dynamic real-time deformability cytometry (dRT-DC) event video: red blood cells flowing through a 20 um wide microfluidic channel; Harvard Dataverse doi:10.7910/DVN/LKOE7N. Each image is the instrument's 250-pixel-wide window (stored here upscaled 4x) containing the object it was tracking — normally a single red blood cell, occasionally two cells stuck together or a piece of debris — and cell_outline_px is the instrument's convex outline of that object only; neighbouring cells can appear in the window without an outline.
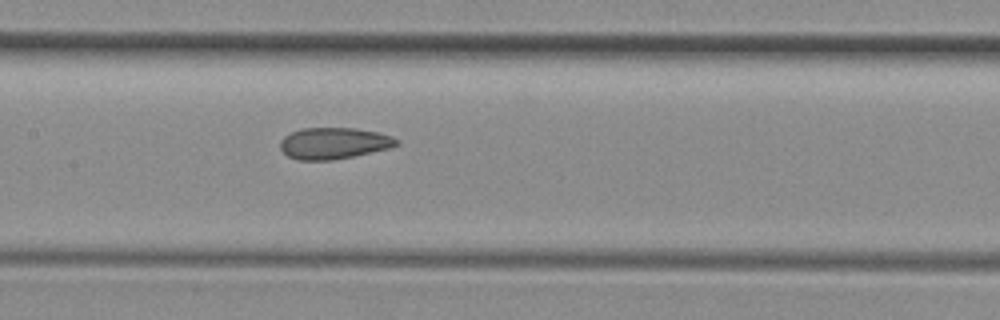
{"species": "common noctule bat (a hibernating species)", "species_latin": "Nyctalus noctula", "temperature_condition": "room temperature", "stored_images_in_passage": 5, "camera_frame_rate_fps": 3000, "um_per_image_px": 0.085, "animal": {"sex": "female", "body_mass_g": 29.2, "forearm_length_mm": 56.3}, "frame": {"image": 1, "passage_image": 5, "time_ms": 1.333, "image_size_px": [1000, 320], "cell_outline_px": [[400, 144], [392, 148], [332, 160], [300, 160], [288, 156], [280, 148], [280, 140], [284, 136], [300, 128], [356, 128], [376, 132], [392, 136], [400, 140]], "centroid_in_image_um": [28.4, 12.17], "position_along_channel_um": 179.0, "area_um2": 21.39}}